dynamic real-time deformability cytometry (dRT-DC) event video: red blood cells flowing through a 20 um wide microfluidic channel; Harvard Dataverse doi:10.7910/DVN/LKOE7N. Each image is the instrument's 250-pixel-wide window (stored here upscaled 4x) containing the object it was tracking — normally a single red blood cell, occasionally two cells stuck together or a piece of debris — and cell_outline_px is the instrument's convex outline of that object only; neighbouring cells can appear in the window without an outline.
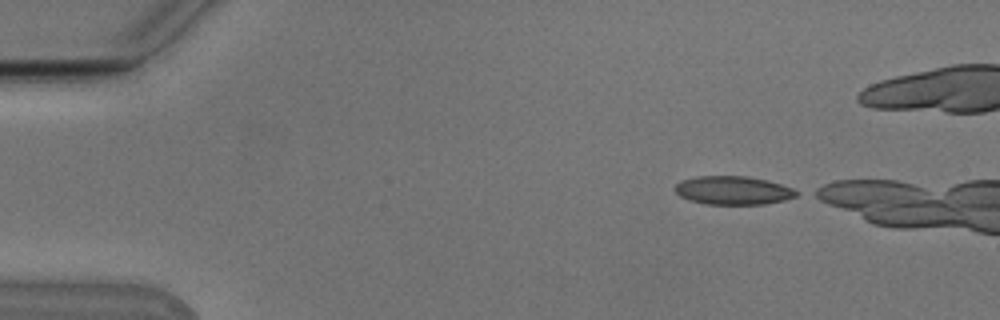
{"species": "Egyptian fruit bat (a non-hibernating species)", "species_latin": "Rousettus aegyptiacus", "temperature_condition": "cold", "stored_images_in_passage": 11, "camera_frame_rate_fps": 3000, "um_per_image_px": 0.085, "animal": {"sex": "male"}, "frame": {"image": 1, "passage_image": 2, "time_ms": 0.333, "image_size_px": [1000, 320], "cell_outline_px": [[800, 192], [796, 196], [784, 200], [764, 204], [708, 204], [692, 200], [680, 196], [672, 188], [680, 180], [696, 176], [748, 176], [780, 184], [792, 188]], "centroid_in_image_um": [62.29, 16.17], "position_along_channel_um": 22.7, "area_um2": 20.06}}